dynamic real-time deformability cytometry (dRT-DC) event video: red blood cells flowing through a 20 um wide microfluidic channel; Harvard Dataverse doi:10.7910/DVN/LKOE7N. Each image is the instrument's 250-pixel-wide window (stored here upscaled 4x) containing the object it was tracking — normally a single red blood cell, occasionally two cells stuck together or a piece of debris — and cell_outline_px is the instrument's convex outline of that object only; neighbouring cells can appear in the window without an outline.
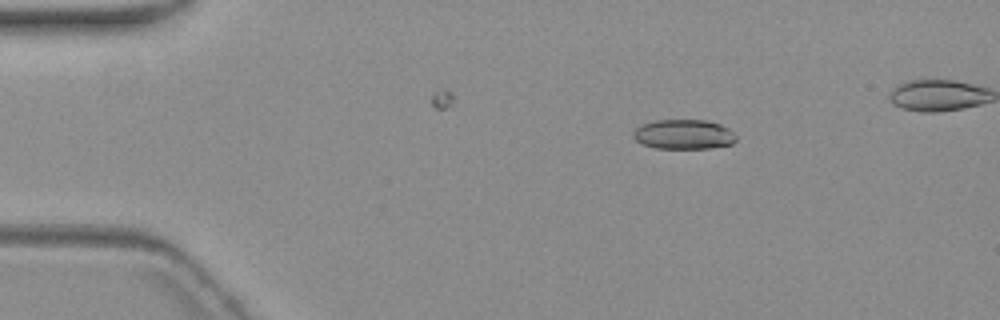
{"species": "common noctule bat (a hibernating species)", "species_latin": "Nyctalus noctula", "temperature_condition": "warm", "stored_images_in_passage": 5, "camera_frame_rate_fps": 3000, "um_per_image_px": 0.085, "animal": {"sex": "female", "body_mass_g": 19.3, "forearm_length_mm": 54.1}, "frame": {"image": 1, "passage_image": 2, "time_ms": 1.333, "image_size_px": [1000, 320], "cell_outline_px": [[736, 140], [732, 144], [712, 148], [656, 148], [644, 144], [636, 140], [632, 136], [632, 132], [636, 128], [644, 124], [656, 120], [704, 120], [720, 124], [728, 128], [736, 136]], "centroid_in_image_um": [58.13, 11.42], "position_along_channel_um": 26.9, "area_um2": 17.69}}